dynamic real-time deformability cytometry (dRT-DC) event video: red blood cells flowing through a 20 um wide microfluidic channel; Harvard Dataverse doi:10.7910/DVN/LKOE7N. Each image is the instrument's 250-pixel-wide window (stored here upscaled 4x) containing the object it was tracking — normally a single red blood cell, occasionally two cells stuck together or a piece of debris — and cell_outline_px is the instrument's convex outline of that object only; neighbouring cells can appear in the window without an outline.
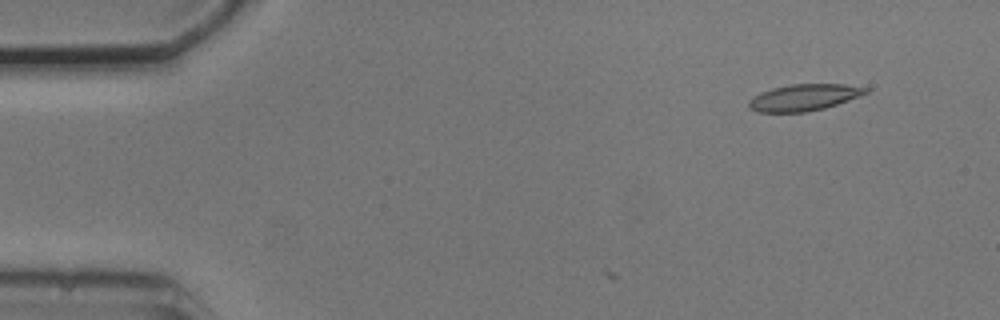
{"species": "common noctule bat (a hibernating species)", "species_latin": "Nyctalus noctula", "temperature_condition": "cold", "stored_images_in_passage": 5, "camera_frame_rate_fps": 3000, "um_per_image_px": 0.085, "animal": {"sex": "male", "body_mass_g": 20.5, "forearm_length_mm": 52.5}, "frame": {"image": 1, "passage_image": 2, "time_ms": 1.0, "image_size_px": [1000, 320], "cell_outline_px": [[872, 88], [868, 92], [860, 96], [824, 108], [804, 112], [756, 112], [748, 108], [748, 100], [752, 96], [760, 92], [772, 88], [792, 84], [844, 84]], "centroid_in_image_um": [68.31, 8.28], "position_along_channel_um": 16.7, "area_um2": 18.21}}